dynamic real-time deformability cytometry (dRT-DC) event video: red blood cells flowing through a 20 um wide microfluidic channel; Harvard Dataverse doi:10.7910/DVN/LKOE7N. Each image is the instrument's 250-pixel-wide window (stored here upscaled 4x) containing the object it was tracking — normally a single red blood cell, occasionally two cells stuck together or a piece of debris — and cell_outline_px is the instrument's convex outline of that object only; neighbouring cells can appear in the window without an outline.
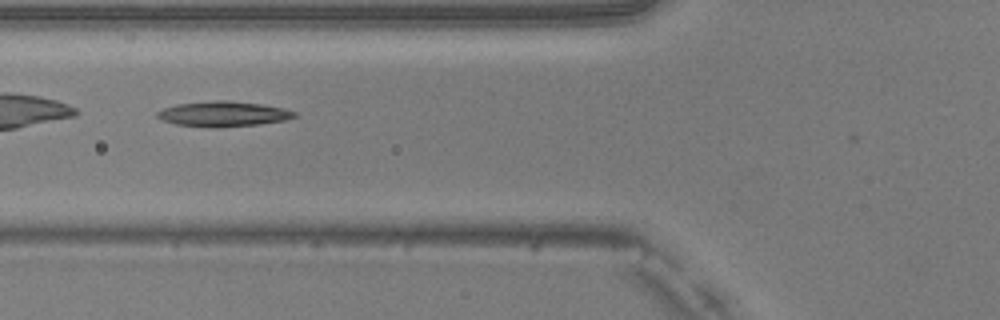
{"species": "common noctule bat (a hibernating species)", "species_latin": "Nyctalus noctula", "temperature_condition": "warm", "stored_images_in_passage": 25, "camera_frame_rate_fps": 3000, "um_per_image_px": 0.085, "animal": {"sex": "male", "body_mass_g": 20.5, "forearm_length_mm": 52.5}, "frame": {"image": 1, "passage_image": 6, "time_ms": 1.667, "image_size_px": [1000, 320], "cell_outline_px": [[296, 116], [284, 120], [256, 124], [216, 128], [212, 128], [176, 124], [164, 120], [156, 116], [156, 112], [164, 108], [176, 104], [216, 100], [228, 100], [264, 104], [284, 108], [296, 112]], "centroid_in_image_um": [18.97, 9.67], "position_along_channel_um": 106.8, "area_um2": 20.11}}
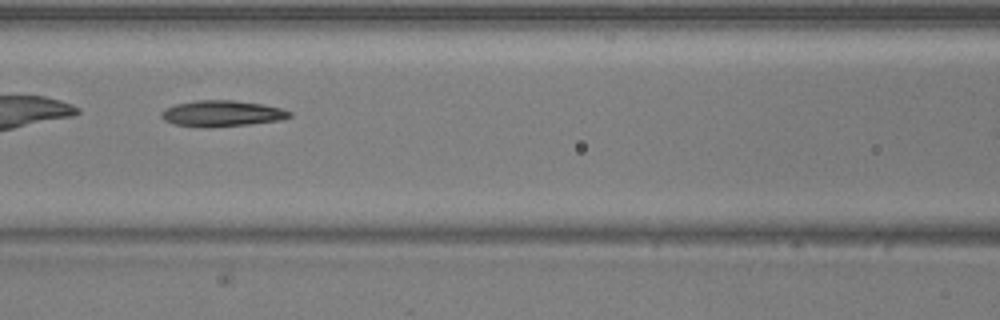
{"frame": {"image": 2, "passage_image": 9, "time_ms": 2.667, "image_size_px": [1000, 320], "cell_outline_px": [[292, 116], [280, 120], [248, 124], [176, 124], [164, 120], [160, 116], [160, 112], [164, 108], [176, 104], [196, 100], [232, 100], [260, 104], [280, 108], [292, 112]], "centroid_in_image_um": [18.88, 9.59], "position_along_channel_um": 147.7, "area_um2": 18.32}}